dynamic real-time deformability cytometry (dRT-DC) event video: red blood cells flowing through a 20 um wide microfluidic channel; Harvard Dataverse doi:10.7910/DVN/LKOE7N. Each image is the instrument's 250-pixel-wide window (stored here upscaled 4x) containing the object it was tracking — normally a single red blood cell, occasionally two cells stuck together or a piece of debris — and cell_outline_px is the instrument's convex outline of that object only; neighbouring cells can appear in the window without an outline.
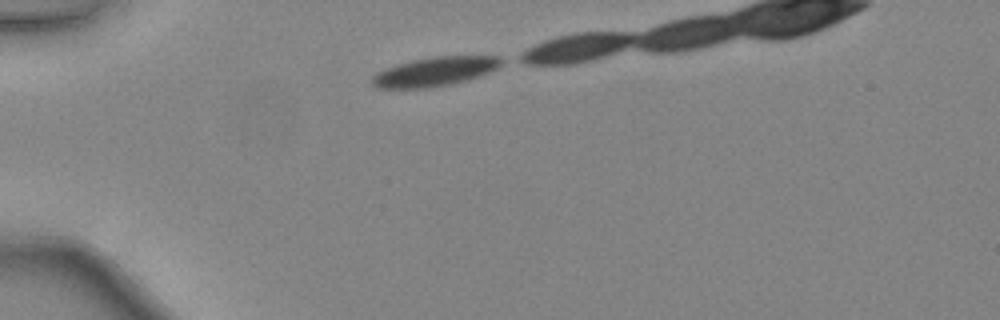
{"species": "common noctule bat (a hibernating species)", "species_latin": "Nyctalus noctula", "temperature_condition": "warm", "stored_images_in_passage": 9, "camera_frame_rate_fps": 3000, "um_per_image_px": 0.085, "animal": {"sex": "female", "body_mass_g": 24.6, "forearm_length_mm": 56.2}, "frame": {"image": 1, "passage_image": 1, "time_ms": 0.0, "image_size_px": [1000, 320], "cell_outline_px": [[508, 60], [496, 68], [488, 72], [464, 80], [448, 84], [428, 88], [376, 88], [372, 84], [372, 76], [376, 72], [412, 60], [432, 56], [500, 56]], "centroid_in_image_um": [36.98, 6.07], "position_along_channel_um": 48.0, "area_um2": 21.68}}
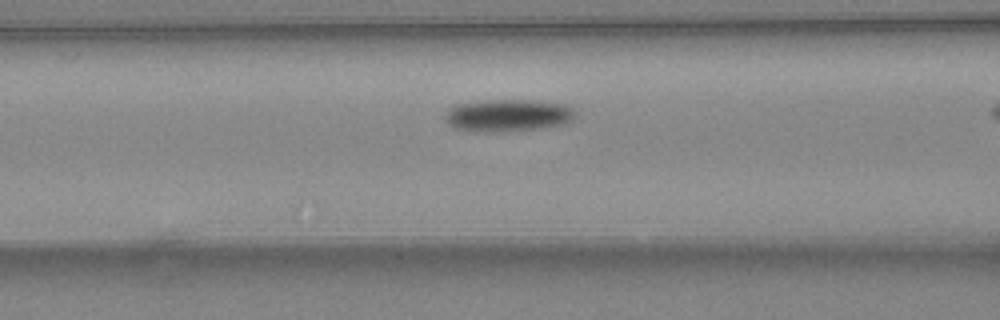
{"frame": {"image": 2, "passage_image": 8, "time_ms": 2.333, "image_size_px": [1000, 320], "cell_outline_px": [[576, 116], [572, 120], [564, 124], [536, 128], [456, 128], [448, 124], [444, 120], [444, 112], [448, 108], [456, 104], [484, 100], [528, 100], [564, 104], [572, 108], [576, 112]], "centroid_in_image_um": [43.19, 9.73], "position_along_channel_um": 123.4, "area_um2": 23.18}}